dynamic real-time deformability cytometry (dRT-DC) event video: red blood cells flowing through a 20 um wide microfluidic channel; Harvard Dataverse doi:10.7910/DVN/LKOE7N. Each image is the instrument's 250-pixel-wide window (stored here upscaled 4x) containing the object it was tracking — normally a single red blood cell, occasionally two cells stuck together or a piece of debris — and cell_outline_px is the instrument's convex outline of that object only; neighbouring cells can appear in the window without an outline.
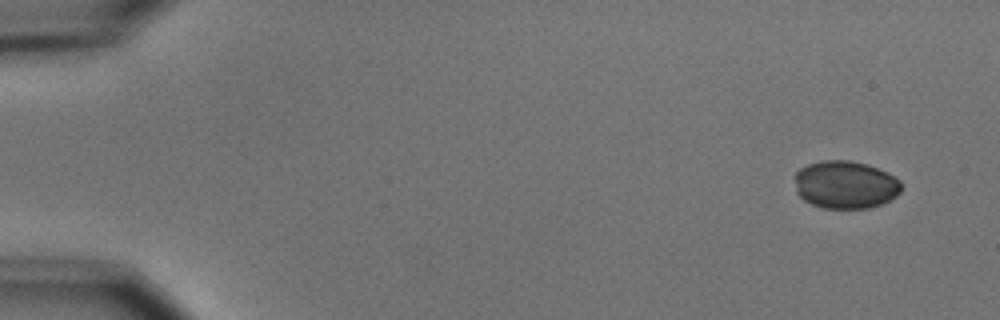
{"species": "common noctule bat (a hibernating species)", "species_latin": "Nyctalus noctula", "temperature_condition": "cold", "stored_images_in_passage": 5, "camera_frame_rate_fps": 3000, "um_per_image_px": 0.085, "animal": {"sex": "male", "body_mass_g": 15.6}, "frame": {"image": 1, "passage_image": 1, "time_ms": 0.0, "image_size_px": [1000, 320], "cell_outline_px": [[900, 192], [896, 196], [880, 204], [868, 208], [824, 208], [812, 204], [804, 200], [796, 192], [796, 172], [800, 168], [808, 164], [824, 160], [848, 160], [868, 164], [888, 172], [900, 180]], "centroid_in_image_um": [71.86, 15.69], "position_along_channel_um": 13.1, "area_um2": 29.65}}
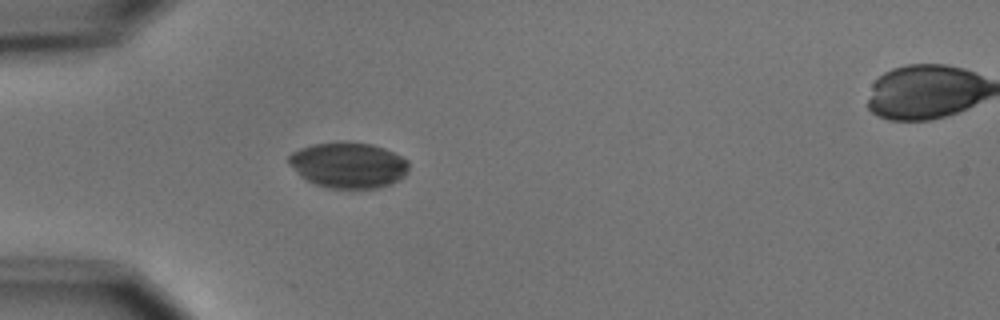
{"frame": {"image": 2, "passage_image": 4, "time_ms": 4.333, "image_size_px": [1000, 320], "cell_outline_px": [[408, 172], [404, 176], [392, 184], [376, 188], [328, 188], [316, 184], [300, 176], [288, 164], [288, 156], [292, 152], [300, 148], [312, 144], [336, 140], [348, 140], [372, 144], [384, 148], [408, 160]], "centroid_in_image_um": [29.59, 14.0], "position_along_channel_um": 55.4, "area_um2": 32.48}}